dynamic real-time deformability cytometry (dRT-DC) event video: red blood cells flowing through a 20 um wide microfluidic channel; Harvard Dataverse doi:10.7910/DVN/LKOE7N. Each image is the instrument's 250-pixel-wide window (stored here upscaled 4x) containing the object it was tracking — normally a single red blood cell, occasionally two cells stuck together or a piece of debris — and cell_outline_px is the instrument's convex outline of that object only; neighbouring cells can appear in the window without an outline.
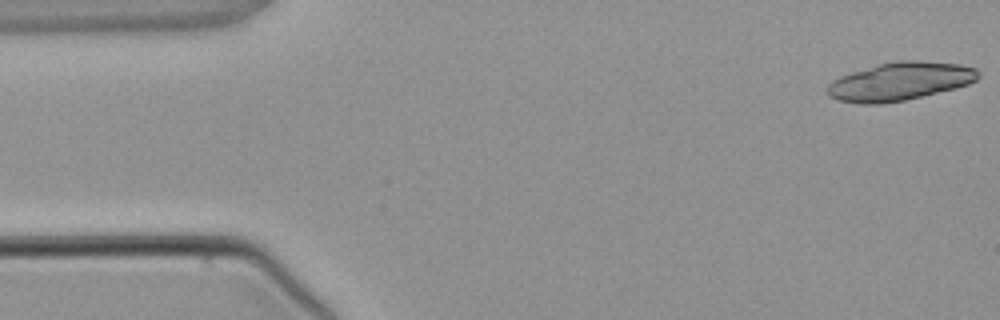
{"species": "common noctule bat (a hibernating species)", "species_latin": "Nyctalus noctula", "temperature_condition": "warm", "stored_images_in_passage": 4, "camera_frame_rate_fps": 3000, "um_per_image_px": 0.085, "animal": {"sex": "male", "body_mass_g": 21.5, "forearm_length_mm": 52.0}, "frame": {"image": 1, "passage_image": 1, "time_ms": 0.0, "image_size_px": [1000, 320], "cell_outline_px": [[980, 76], [976, 80], [968, 84], [956, 88], [904, 100], [880, 104], [860, 104], [840, 100], [828, 96], [828, 84], [832, 80], [840, 76], [852, 72], [880, 64], [900, 60], [920, 60], [960, 64], [976, 68], [980, 72]], "centroid_in_image_um": [76.52, 6.91], "position_along_channel_um": 8.5, "area_um2": 33.47}}